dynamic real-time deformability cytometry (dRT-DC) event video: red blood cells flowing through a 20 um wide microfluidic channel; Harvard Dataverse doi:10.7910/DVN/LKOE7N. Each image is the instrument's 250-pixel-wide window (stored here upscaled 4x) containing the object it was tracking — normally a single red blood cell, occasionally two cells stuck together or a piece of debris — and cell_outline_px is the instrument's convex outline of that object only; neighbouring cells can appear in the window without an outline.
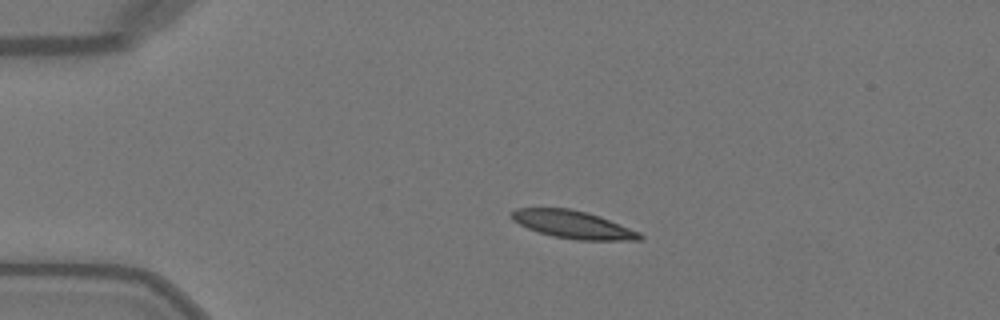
{"species": "Egyptian fruit bat (a non-hibernating species)", "species_latin": "Rousettus aegyptiacus", "temperature_condition": "warm", "stored_images_in_passage": 29, "camera_frame_rate_fps": 3000, "um_per_image_px": 0.085, "animal": {"sex": "female"}, "frame": {"image": 1, "passage_image": 1, "time_ms": 0.0, "image_size_px": [1000, 320], "cell_outline_px": [[644, 236], [640, 240], [576, 240], [552, 236], [528, 228], [512, 220], [512, 212], [516, 208], [568, 208], [588, 212], [600, 216], [640, 232]], "centroid_in_image_um": [48.73, 19.09], "position_along_channel_um": 36.3, "area_um2": 20.63}}
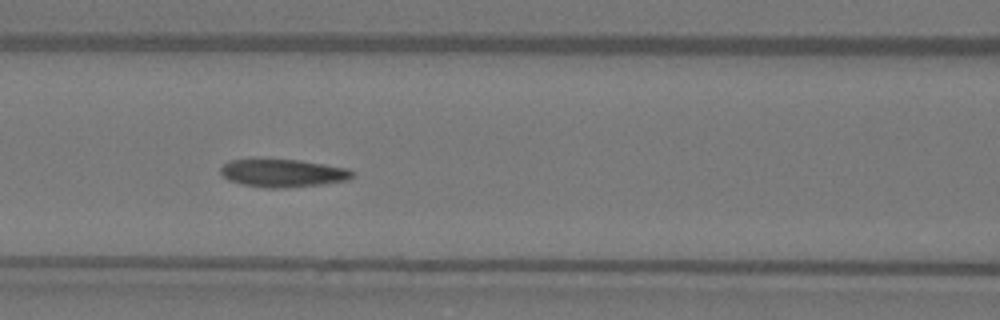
{"frame": {"image": 2, "passage_image": 12, "time_ms": 3.667, "image_size_px": [1000, 320], "cell_outline_px": [[356, 172], [348, 180], [324, 184], [280, 188], [264, 188], [244, 184], [228, 180], [220, 172], [220, 168], [224, 164], [232, 160], [300, 160], [348, 168]], "centroid_in_image_um": [24.09, 14.72], "position_along_channel_um": 142.5, "area_um2": 21.21}}
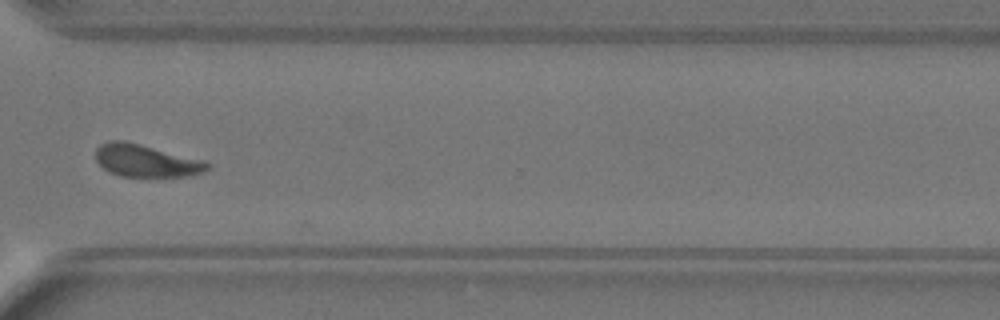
{"frame": {"image": 3, "passage_image": 28, "time_ms": 9.0, "image_size_px": [1000, 320], "cell_outline_px": [[212, 168], [204, 172], [188, 176], [120, 176], [108, 172], [96, 160], [96, 148], [100, 144], [108, 140], [124, 140], [204, 160], [212, 164]], "centroid_in_image_um": [12.43, 13.66], "position_along_channel_um": 358.2, "area_um2": 21.21}}